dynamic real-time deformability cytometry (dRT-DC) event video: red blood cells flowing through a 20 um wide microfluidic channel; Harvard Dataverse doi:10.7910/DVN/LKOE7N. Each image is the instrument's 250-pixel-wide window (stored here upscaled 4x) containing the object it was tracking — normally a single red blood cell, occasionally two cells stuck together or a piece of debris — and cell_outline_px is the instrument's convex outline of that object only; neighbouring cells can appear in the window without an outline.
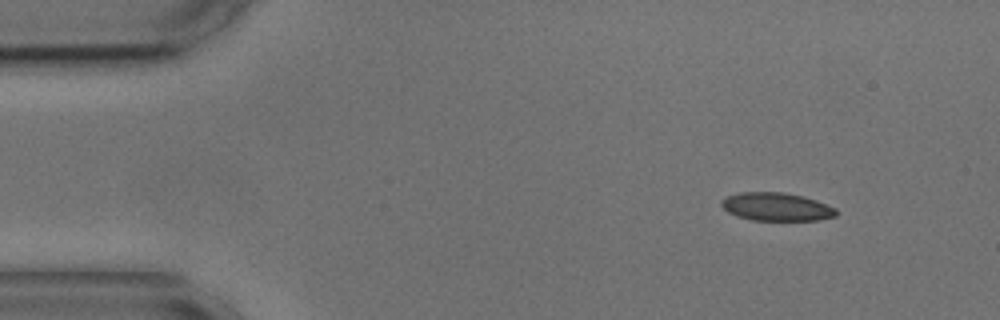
{"species": "common noctule bat (a hibernating species)", "species_latin": "Nyctalus noctula", "temperature_condition": "cold", "stored_images_in_passage": 9, "camera_frame_rate_fps": 3000, "um_per_image_px": 0.085, "animal": {"sex": "male", "body_mass_g": 17.9, "forearm_length_mm": 54.2}, "frame": {"image": 1, "passage_image": 1, "time_ms": 0.0, "image_size_px": [1000, 320], "cell_outline_px": [[836, 216], [820, 220], [752, 220], [736, 216], [728, 212], [720, 204], [720, 200], [728, 196], [740, 192], [784, 192], [804, 196], [816, 200], [836, 208]], "centroid_in_image_um": [65.99, 17.57], "position_along_channel_um": 19.0, "area_um2": 18.9}}
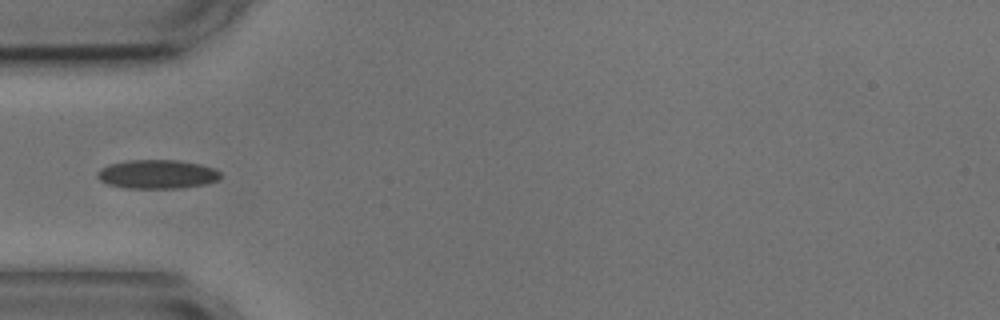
{"frame": {"image": 2, "passage_image": 4, "time_ms": 3.667, "image_size_px": [1000, 320], "cell_outline_px": [[220, 180], [204, 184], [180, 188], [128, 188], [108, 184], [100, 180], [96, 176], [96, 172], [100, 168], [108, 164], [128, 160], [176, 160], [200, 164], [216, 168], [220, 172]], "centroid_in_image_um": [13.36, 14.8], "position_along_channel_um": 71.6, "area_um2": 20.87}}
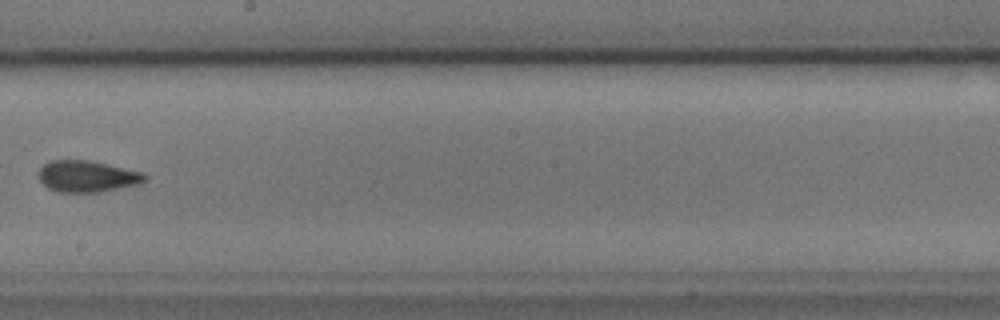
{"frame": {"image": 3, "passage_image": 8, "time_ms": 8.333, "image_size_px": [1000, 320], "cell_outline_px": [[148, 180], [140, 184], [100, 192], [56, 192], [48, 188], [40, 180], [40, 168], [48, 160], [88, 160], [144, 172], [148, 176]], "centroid_in_image_um": [7.45, 14.99], "position_along_channel_um": 240.7, "area_um2": 19.59}}